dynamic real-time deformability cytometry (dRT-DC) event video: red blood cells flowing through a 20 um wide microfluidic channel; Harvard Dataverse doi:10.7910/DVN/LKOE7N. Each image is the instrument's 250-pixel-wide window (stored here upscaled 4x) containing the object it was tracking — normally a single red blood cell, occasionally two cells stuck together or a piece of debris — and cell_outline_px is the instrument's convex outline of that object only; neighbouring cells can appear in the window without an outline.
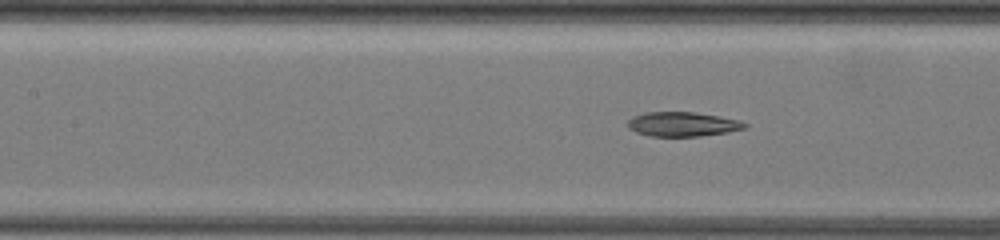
{"species": "common noctule bat (a hibernating species)", "species_latin": "Nyctalus noctula", "temperature_condition": "warm", "stored_images_in_passage": 9, "camera_frame_rate_fps": 3000, "um_per_image_px": 0.085, "animal": {"sex": "female", "body_mass_g": 19.5, "forearm_length_mm": 54.1}, "frame": {"image": 1, "passage_image": 6, "time_ms": 2.0, "image_size_px": [1000, 240], "cell_outline_px": [[748, 128], [728, 132], [700, 136], [648, 136], [636, 132], [628, 128], [628, 120], [632, 116], [644, 112], [692, 112], [716, 116], [736, 120], [748, 124]], "centroid_in_image_um": [57.98, 10.56], "position_along_channel_um": 149.4, "area_um2": 16.59}}